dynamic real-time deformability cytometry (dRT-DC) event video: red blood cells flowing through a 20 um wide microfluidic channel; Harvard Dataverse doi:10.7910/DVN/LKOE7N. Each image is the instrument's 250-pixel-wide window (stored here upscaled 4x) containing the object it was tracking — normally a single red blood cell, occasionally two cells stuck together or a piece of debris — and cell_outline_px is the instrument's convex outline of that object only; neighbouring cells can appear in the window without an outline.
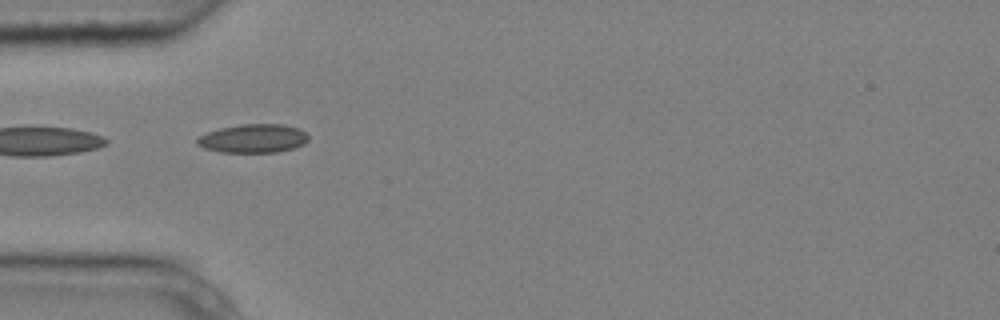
{"species": "common noctule bat (a hibernating species)", "species_latin": "Nyctalus noctula", "temperature_condition": "cold", "stored_images_in_passage": 7, "camera_frame_rate_fps": 3000, "um_per_image_px": 0.085, "animal": {"sex": "male", "body_mass_g": 20.4}, "frame": {"image": 1, "passage_image": 3, "time_ms": 0.667, "image_size_px": [1000, 320], "cell_outline_px": [[308, 140], [304, 144], [292, 148], [276, 152], [220, 152], [204, 148], [196, 144], [196, 136], [220, 128], [240, 124], [284, 124], [300, 128], [308, 136]], "centroid_in_image_um": [21.5, 11.76], "position_along_channel_um": 63.5, "area_um2": 18.67}}
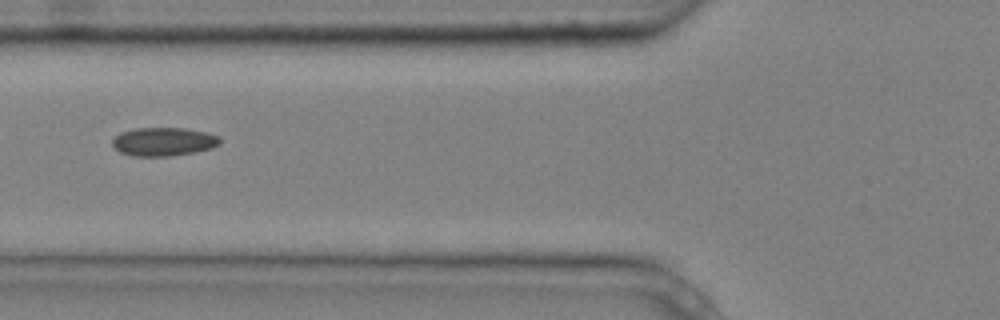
{"frame": {"image": 2, "passage_image": 4, "time_ms": 1.0, "image_size_px": [1000, 320], "cell_outline_px": [[220, 144], [212, 148], [196, 152], [172, 156], [132, 156], [120, 152], [112, 144], [112, 140], [120, 132], [136, 128], [184, 128], [204, 132], [220, 136]], "centroid_in_image_um": [13.91, 12.05], "position_along_channel_um": 111.9, "area_um2": 17.92}}